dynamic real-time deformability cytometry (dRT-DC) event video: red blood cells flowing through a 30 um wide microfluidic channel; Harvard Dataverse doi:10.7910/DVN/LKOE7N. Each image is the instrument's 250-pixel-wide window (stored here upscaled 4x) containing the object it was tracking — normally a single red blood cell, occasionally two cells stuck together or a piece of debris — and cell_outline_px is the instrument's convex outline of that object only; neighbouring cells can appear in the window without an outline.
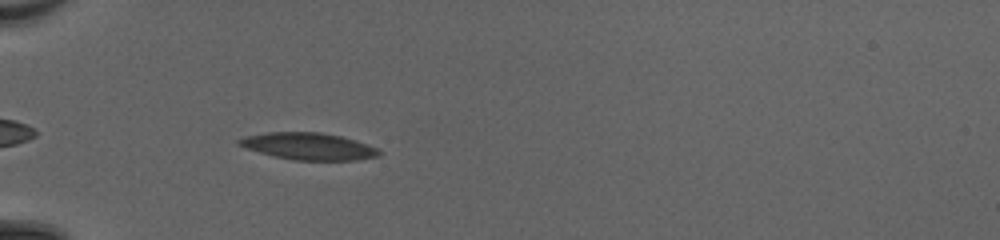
{"species": "common noctule bat (a hibernating species)", "species_latin": "Nyctalus noctula", "temperature_condition": "cold", "stored_images_in_passage": 37, "camera_frame_rate_fps": 3000, "um_per_image_px": 0.085, "animal": {"sex": "female", "body_mass_g": 20.0, "forearm_length_mm": 54.0}, "frame": {"image": 1, "passage_image": 3, "time_ms": 0.667, "image_size_px": [1000, 240], "cell_outline_px": [[380, 156], [356, 160], [292, 160], [260, 152], [236, 144], [236, 140], [244, 136], [268, 132], [320, 132], [340, 136], [356, 140], [380, 148]], "centroid_in_image_um": [26.26, 12.43], "position_along_channel_um": 58.7, "area_um2": 22.02}}
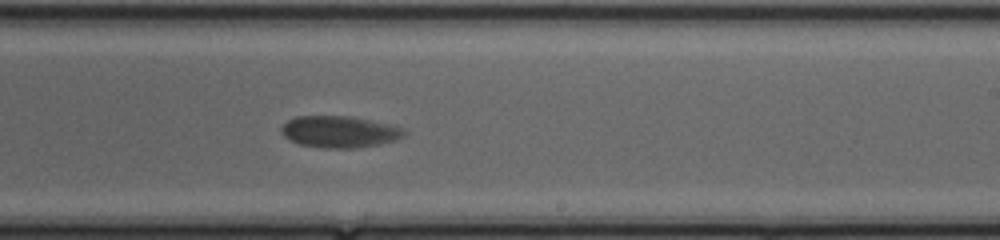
{"frame": {"image": 2, "passage_image": 19, "time_ms": 6.0, "image_size_px": [1000, 240], "cell_outline_px": [[408, 132], [404, 136], [380, 144], [356, 148], [320, 148], [300, 144], [288, 140], [280, 132], [280, 128], [288, 120], [296, 116], [352, 116], [388, 124], [404, 128]], "centroid_in_image_um": [28.83, 11.2], "position_along_channel_um": 260.2, "area_um2": 22.77}}
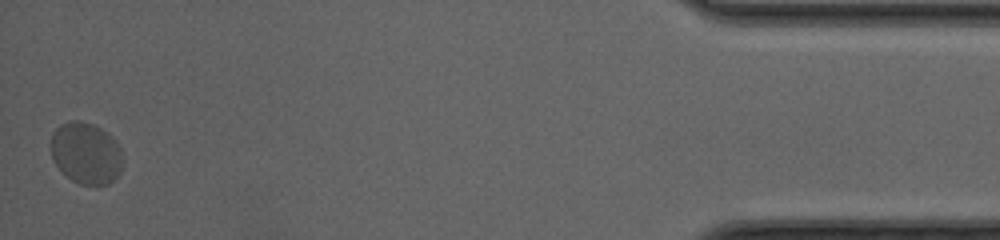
{"frame": {"image": 3, "passage_image": 37, "time_ms": 12.0, "image_size_px": [1000, 240], "cell_outline_px": [[120, 172], [108, 184], [80, 184], [72, 180], [52, 160], [52, 132], [60, 124], [72, 120], [80, 120], [92, 124], [108, 132], [116, 140], [120, 148]], "centroid_in_image_um": [7.3, 12.98], "position_along_channel_um": 427.9, "area_um2": 25.43}, "authors_computed_cell_mechanics": {"area_um2": 23.12, "velocity_mm_per_s": 4.046, "shape_relaxation_time_tau1_ms": 3.08, "shape_relaxation_time_tau2_ms": null, "deformation_change_tau1": 0.091, "deformation_change_tau2": null}}